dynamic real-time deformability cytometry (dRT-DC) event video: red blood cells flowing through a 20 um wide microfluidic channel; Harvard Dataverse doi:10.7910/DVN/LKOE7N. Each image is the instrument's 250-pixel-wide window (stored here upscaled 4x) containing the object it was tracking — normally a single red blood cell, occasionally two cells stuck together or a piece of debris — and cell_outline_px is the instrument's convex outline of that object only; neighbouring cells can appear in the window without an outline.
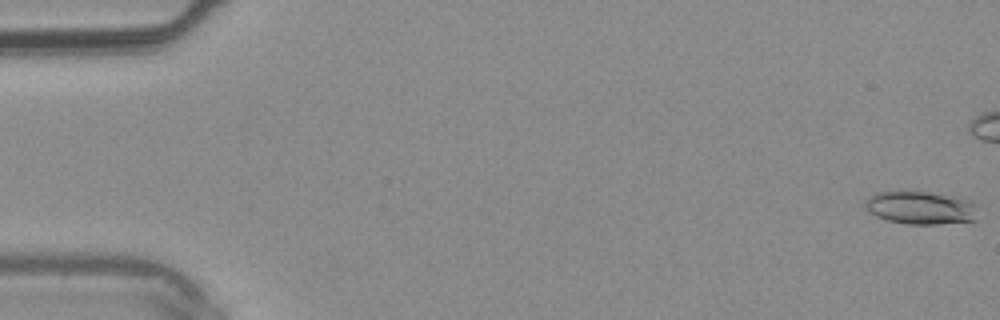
{"species": "common noctule bat (a hibernating species)", "species_latin": "Nyctalus noctula", "temperature_condition": "warm", "stored_images_in_passage": 5, "camera_frame_rate_fps": 3000, "um_per_image_px": 0.085, "animal": {"sex": "male", "body_mass_g": 20.4}, "frame": {"image": 1, "passage_image": 1, "time_ms": 0.0, "image_size_px": [1000, 320], "cell_outline_px": [[976, 220], [936, 224], [908, 224], [888, 220], [876, 216], [868, 212], [864, 208], [864, 200], [868, 196], [876, 192], [928, 192], [956, 196], [972, 200]], "centroid_in_image_um": [78.19, 17.65], "position_along_channel_um": 6.8, "area_um2": 21.62}}